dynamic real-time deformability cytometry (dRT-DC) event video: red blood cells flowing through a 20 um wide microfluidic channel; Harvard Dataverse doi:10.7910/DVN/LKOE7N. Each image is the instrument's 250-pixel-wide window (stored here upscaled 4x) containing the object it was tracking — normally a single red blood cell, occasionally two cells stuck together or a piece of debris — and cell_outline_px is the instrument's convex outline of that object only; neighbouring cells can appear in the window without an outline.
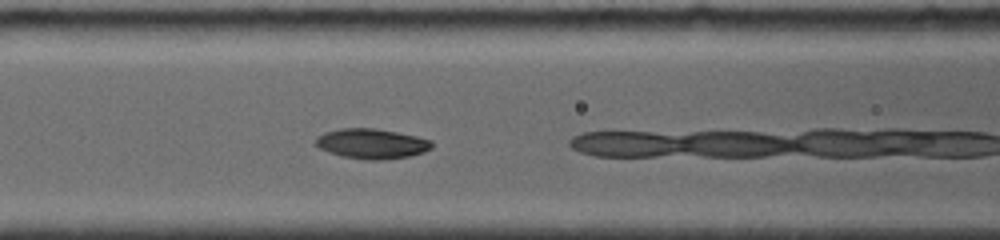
{"species": "common noctule bat (a hibernating species)", "species_latin": "Nyctalus noctula", "temperature_condition": "room temperature", "stored_images_in_passage": 4, "camera_frame_rate_fps": 4000, "um_per_image_px": 0.085, "animal": {"sex": "female", "body_mass_g": 19.0, "forearm_length_mm": 56.7}, "frame": {"image": 1, "passage_image": 4, "time_ms": 2.0, "image_size_px": [1000, 240], "cell_outline_px": [[432, 148], [424, 152], [408, 156], [384, 160], [368, 160], [344, 156], [328, 152], [320, 148], [316, 144], [316, 136], [324, 132], [340, 128], [376, 128], [416, 136], [432, 140]], "centroid_in_image_um": [31.6, 12.2], "position_along_channel_um": 135.0, "area_um2": 20.29}}